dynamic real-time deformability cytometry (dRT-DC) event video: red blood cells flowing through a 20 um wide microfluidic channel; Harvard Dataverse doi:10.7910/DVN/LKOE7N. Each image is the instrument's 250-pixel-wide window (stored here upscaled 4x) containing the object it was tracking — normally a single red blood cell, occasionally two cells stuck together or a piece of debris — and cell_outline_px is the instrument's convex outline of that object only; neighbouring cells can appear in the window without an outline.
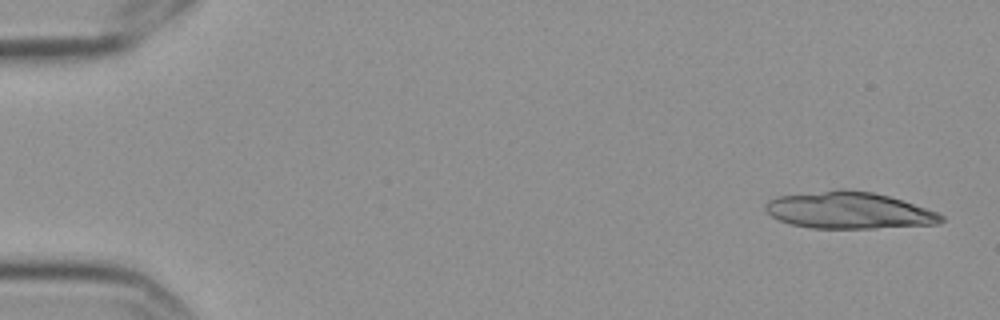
{"species": "Egyptian fruit bat (a non-hibernating species)", "species_latin": "Rousettus aegyptiacus", "temperature_condition": "cold", "stored_images_in_passage": 11, "camera_frame_rate_fps": 3000, "um_per_image_px": 0.085, "frame": {"image": 1, "passage_image": 1, "time_ms": 0.0, "image_size_px": [1000, 320], "cell_outline_px": [[944, 220], [940, 224], [876, 228], [812, 228], [792, 224], [780, 220], [772, 216], [764, 208], [764, 204], [768, 200], [776, 196], [840, 188], [848, 188], [872, 192], [888, 196], [936, 212], [944, 216]], "centroid_in_image_um": [72.13, 17.87], "position_along_channel_um": 12.9, "area_um2": 37.69}}
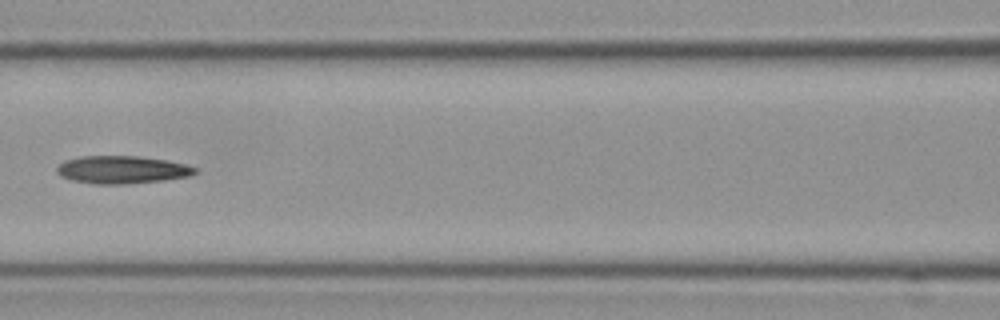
{"frame": {"image": 2, "passage_image": 7, "time_ms": 2.0, "image_size_px": [1000, 320], "cell_outline_px": [[196, 172], [188, 176], [164, 180], [124, 184], [96, 184], [72, 180], [60, 176], [56, 172], [56, 168], [64, 160], [80, 156], [140, 156], [168, 160], [184, 164], [196, 168]], "centroid_in_image_um": [10.33, 14.42], "position_along_channel_um": 156.3, "area_um2": 22.31}}
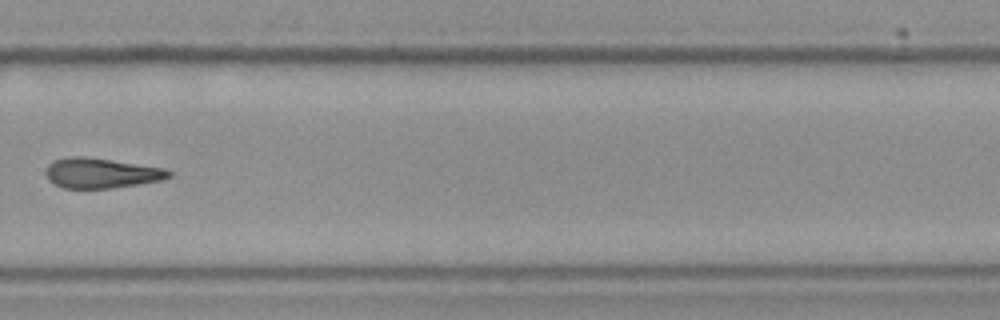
{"frame": {"image": 3, "passage_image": 11, "time_ms": 3.333, "image_size_px": [1000, 320], "cell_outline_px": [[172, 176], [160, 180], [112, 188], [64, 188], [48, 180], [48, 164], [56, 160], [72, 156], [84, 156], [160, 168], [172, 172]], "centroid_in_image_um": [8.58, 14.72], "position_along_channel_um": 321.2, "area_um2": 20.87}}